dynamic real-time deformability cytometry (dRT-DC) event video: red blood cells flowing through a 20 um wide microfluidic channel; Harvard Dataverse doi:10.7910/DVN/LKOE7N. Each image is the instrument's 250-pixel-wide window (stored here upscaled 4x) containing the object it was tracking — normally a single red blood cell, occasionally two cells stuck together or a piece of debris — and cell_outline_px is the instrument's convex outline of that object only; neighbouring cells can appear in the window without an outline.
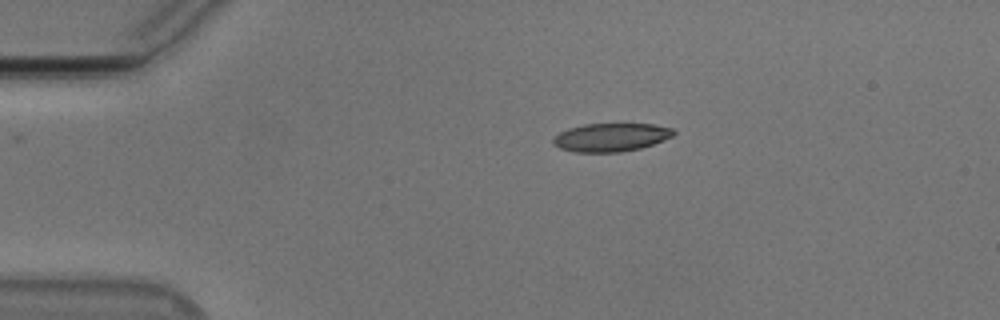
{"species": "Egyptian fruit bat (a non-hibernating species)", "species_latin": "Rousettus aegyptiacus", "temperature_condition": "cold", "stored_images_in_passage": 44, "camera_frame_rate_fps": 3000, "um_per_image_px": 0.085, "animal": {"sex": "male"}, "frame": {"image": 1, "passage_image": 1, "time_ms": 0.0, "image_size_px": [1000, 320], "cell_outline_px": [[676, 132], [672, 136], [664, 140], [640, 148], [620, 152], [576, 152], [560, 148], [552, 144], [552, 140], [560, 132], [568, 128], [584, 124], [652, 124], [672, 128]], "centroid_in_image_um": [51.92, 11.67], "position_along_channel_um": 33.1, "area_um2": 19.77}}
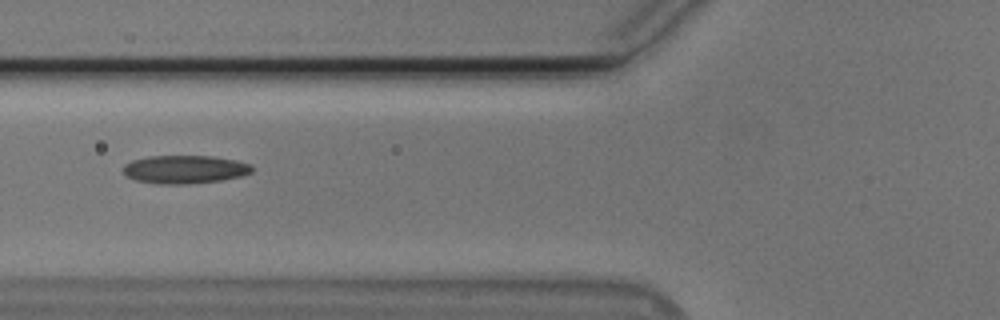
{"frame": {"image": 2, "passage_image": 11, "time_ms": 3.333, "image_size_px": [1000, 320], "cell_outline_px": [[252, 172], [240, 176], [220, 180], [188, 184], [160, 184], [136, 180], [124, 176], [124, 164], [132, 160], [148, 156], [212, 156], [236, 160], [252, 164]], "centroid_in_image_um": [15.69, 14.39], "position_along_channel_um": 110.1, "area_um2": 21.21}}
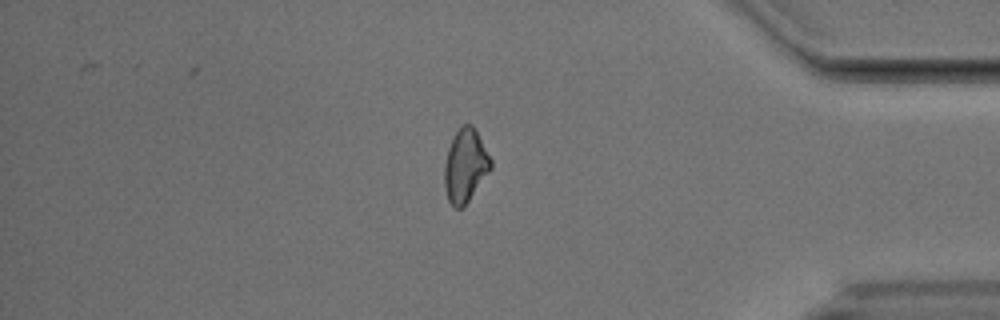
{"frame": {"image": 3, "passage_image": 36, "time_ms": 11.667, "image_size_px": [1000, 320], "cell_outline_px": [[492, 168], [464, 208], [456, 208], [448, 200], [444, 188], [444, 164], [448, 148], [456, 132], [464, 124], [472, 124], [492, 160]], "centroid_in_image_um": [39.55, 14.12], "position_along_channel_um": 395.6, "area_um2": 19.77}, "authors_computed_cell_mechanics": {"area_um2": 20.0855, "velocity_mm_per_s": 3.7685, "shape_relaxation_time_tau1_ms": null, "shape_relaxation_time_tau2_ms": 6.1753, "deformation_change_tau1": null, "deformation_change_tau2": 0.1462}}